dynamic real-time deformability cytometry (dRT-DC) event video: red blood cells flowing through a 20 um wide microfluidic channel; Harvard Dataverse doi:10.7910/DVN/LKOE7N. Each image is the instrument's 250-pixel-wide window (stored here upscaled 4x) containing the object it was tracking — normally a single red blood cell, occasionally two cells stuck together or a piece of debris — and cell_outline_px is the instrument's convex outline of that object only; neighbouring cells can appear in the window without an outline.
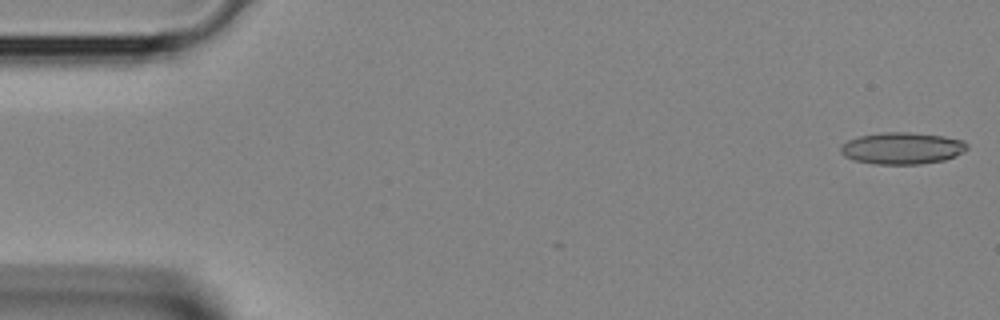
{"species": "Egyptian fruit bat (a non-hibernating species)", "species_latin": "Rousettus aegyptiacus", "temperature_condition": "room temperature", "stored_images_in_passage": 36, "camera_frame_rate_fps": 3000, "um_per_image_px": 0.085, "animal": {"sex": "female"}, "frame": {"image": 1, "passage_image": 1, "time_ms": 0.0, "image_size_px": [1000, 320], "cell_outline_px": [[968, 148], [964, 152], [956, 156], [944, 160], [920, 164], [872, 164], [852, 160], [844, 156], [840, 152], [840, 148], [848, 140], [860, 136], [880, 132], [912, 132], [944, 136], [964, 140], [968, 144]], "centroid_in_image_um": [76.7, 12.6], "position_along_channel_um": 8.3, "area_um2": 23.7}}
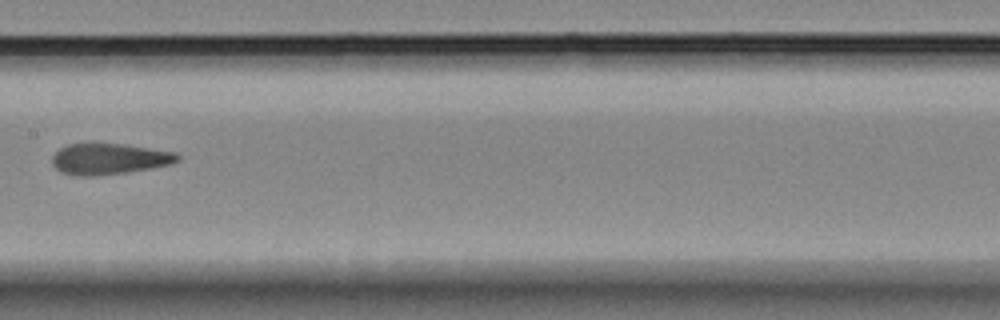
{"frame": {"image": 2, "passage_image": 20, "time_ms": 6.333, "image_size_px": [1000, 320], "cell_outline_px": [[180, 160], [172, 164], [124, 172], [92, 176], [80, 176], [60, 172], [52, 164], [52, 156], [60, 148], [68, 144], [124, 144], [176, 152], [180, 156]], "centroid_in_image_um": [9.28, 13.5], "position_along_channel_um": 198.1, "area_um2": 22.43}}
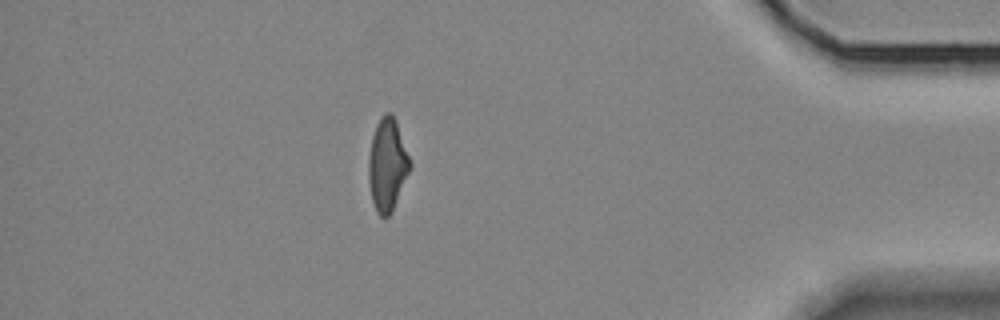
{"frame": {"image": 3, "passage_image": 35, "time_ms": 11.333, "image_size_px": [1000, 320], "cell_outline_px": [[412, 164], [392, 212], [384, 220], [376, 212], [372, 200], [368, 176], [368, 156], [372, 136], [376, 124], [384, 112], [392, 112], [396, 120]], "centroid_in_image_um": [32.91, 13.99], "position_along_channel_um": 402.3, "area_um2": 22.48}}